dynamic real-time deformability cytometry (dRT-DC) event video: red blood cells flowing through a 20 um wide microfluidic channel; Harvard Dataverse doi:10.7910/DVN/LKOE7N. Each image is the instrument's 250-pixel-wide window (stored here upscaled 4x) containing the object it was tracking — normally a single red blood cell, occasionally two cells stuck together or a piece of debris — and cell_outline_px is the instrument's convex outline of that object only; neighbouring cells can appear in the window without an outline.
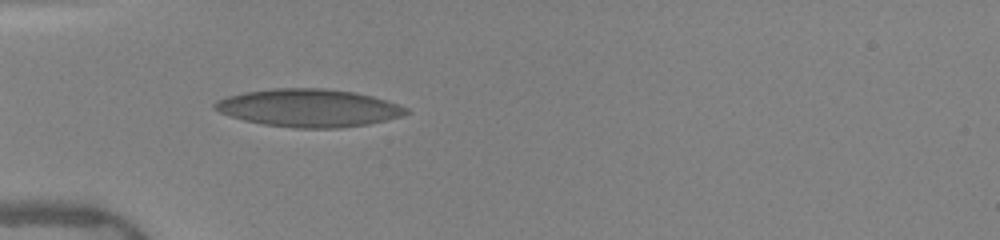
{"species": "human", "species_latin": "Homo sapiens", "temperature_condition": "warm", "stored_images_in_passage": 37, "camera_frame_rate_fps": 3000, "um_per_image_px": 0.085, "donor": {"sex": "female"}, "frame": {"image": 1, "passage_image": 3, "time_ms": 0.667, "image_size_px": [1000, 240], "cell_outline_px": [[412, 112], [404, 116], [368, 124], [340, 128], [296, 128], [264, 124], [244, 120], [220, 112], [212, 108], [212, 104], [228, 96], [244, 92], [276, 88], [324, 88], [356, 92], [372, 96], [408, 108]], "centroid_in_image_um": [26.28, 9.17], "position_along_channel_um": 58.7, "area_um2": 42.08}}
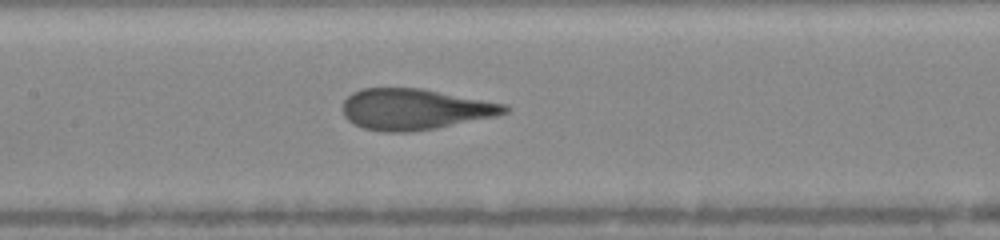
{"frame": {"image": 2, "passage_image": 12, "time_ms": 3.667, "image_size_px": [1000, 240], "cell_outline_px": [[508, 112], [496, 116], [436, 128], [408, 132], [384, 132], [364, 128], [348, 120], [344, 116], [344, 100], [352, 92], [360, 88], [420, 88], [508, 104]], "centroid_in_image_um": [35.27, 9.28], "position_along_channel_um": 172.1, "area_um2": 38.55}}
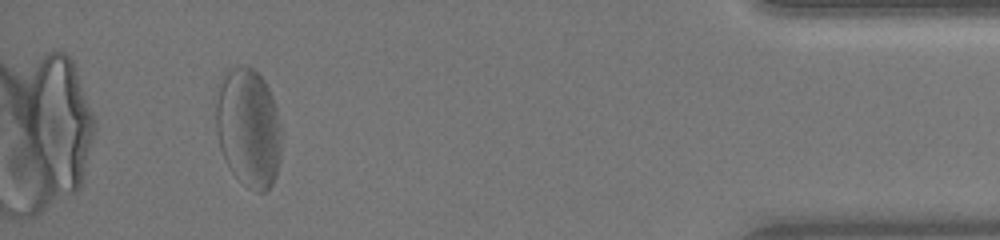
{"frame": {"image": 3, "passage_image": 34, "time_ms": 11.0, "image_size_px": [1000, 240], "cell_outline_px": [[280, 160], [272, 184], [264, 192], [256, 192], [248, 188], [228, 168], [224, 160], [220, 148], [216, 132], [216, 104], [224, 72], [232, 68], [252, 68], [264, 80], [272, 96], [276, 108], [280, 128]], "centroid_in_image_um": [21.11, 10.91], "position_along_channel_um": 414.1, "area_um2": 45.03}, "authors_computed_cell_mechanics": {"area_um2": 40.0554, "velocity_mm_per_s": 4.0014, "shape_relaxation_time_tau1_ms": 5.2786, "shape_relaxation_time_tau2_ms": 0.606, "deformation_change_tau1": 0.1869, "deformation_change_tau2": 0.0868}}